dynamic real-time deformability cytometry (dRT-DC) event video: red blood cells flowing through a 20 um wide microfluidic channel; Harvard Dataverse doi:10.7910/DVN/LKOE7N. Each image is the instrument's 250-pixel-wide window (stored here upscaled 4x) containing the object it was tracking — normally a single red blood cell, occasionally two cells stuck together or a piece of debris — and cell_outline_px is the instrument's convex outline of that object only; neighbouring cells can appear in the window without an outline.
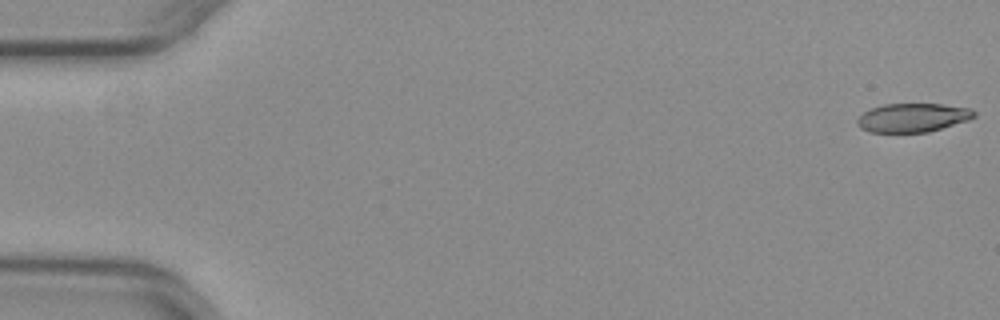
{"species": "common noctule bat (a hibernating species)", "species_latin": "Nyctalus noctula", "temperature_condition": "warm", "stored_images_in_passage": 46, "camera_frame_rate_fps": 3000, "um_per_image_px": 0.085, "animal": {"sex": "female", "body_mass_g": 29.2, "forearm_length_mm": 56.3}, "frame": {"image": 1, "passage_image": 1, "time_ms": 0.0, "image_size_px": [1000, 320], "cell_outline_px": [[976, 116], [968, 120], [928, 132], [868, 132], [860, 128], [856, 120], [864, 112], [872, 108], [884, 104], [944, 104], [972, 108], [976, 112]], "centroid_in_image_um": [77.6, 9.99], "position_along_channel_um": 7.4, "area_um2": 19.59}}
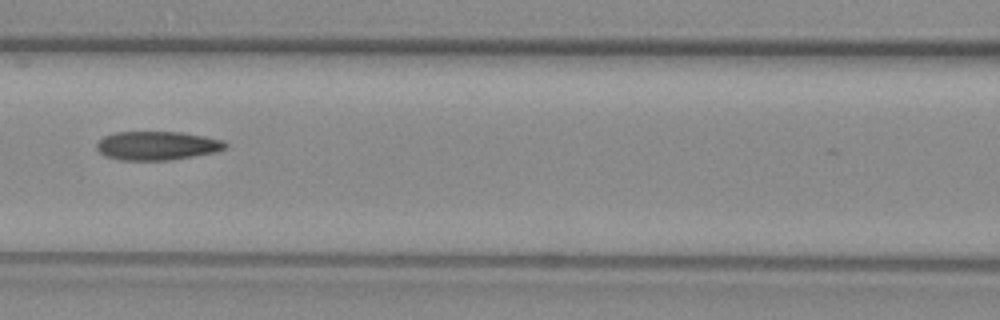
{"frame": {"image": 2, "passage_image": 24, "time_ms": 7.667, "image_size_px": [1000, 320], "cell_outline_px": [[228, 144], [224, 148], [216, 152], [168, 160], [120, 160], [104, 156], [96, 148], [96, 144], [104, 136], [116, 132], [180, 132], [204, 136], [224, 140]], "centroid_in_image_um": [13.34, 12.38], "position_along_channel_um": 153.3, "area_um2": 21.5}}
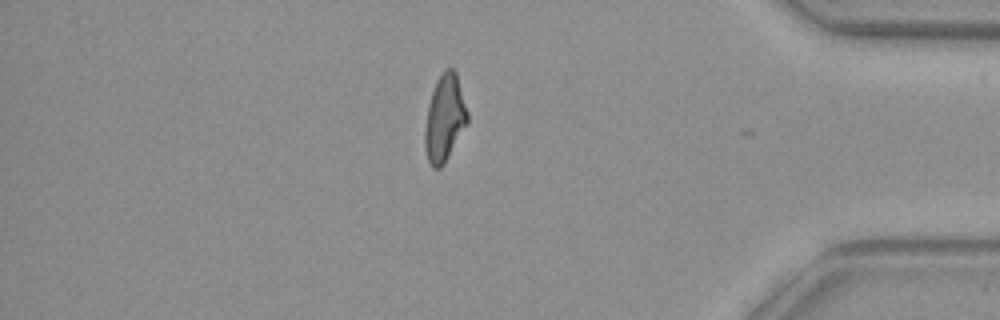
{"frame": {"image": 3, "passage_image": 45, "time_ms": 14.667, "image_size_px": [1000, 320], "cell_outline_px": [[468, 124], [444, 164], [440, 168], [432, 168], [428, 160], [424, 148], [424, 128], [428, 108], [432, 92], [436, 80], [444, 68], [452, 68], [456, 72], [468, 112]], "centroid_in_image_um": [37.79, 10.06], "position_along_channel_um": 397.4, "area_um2": 21.68}}